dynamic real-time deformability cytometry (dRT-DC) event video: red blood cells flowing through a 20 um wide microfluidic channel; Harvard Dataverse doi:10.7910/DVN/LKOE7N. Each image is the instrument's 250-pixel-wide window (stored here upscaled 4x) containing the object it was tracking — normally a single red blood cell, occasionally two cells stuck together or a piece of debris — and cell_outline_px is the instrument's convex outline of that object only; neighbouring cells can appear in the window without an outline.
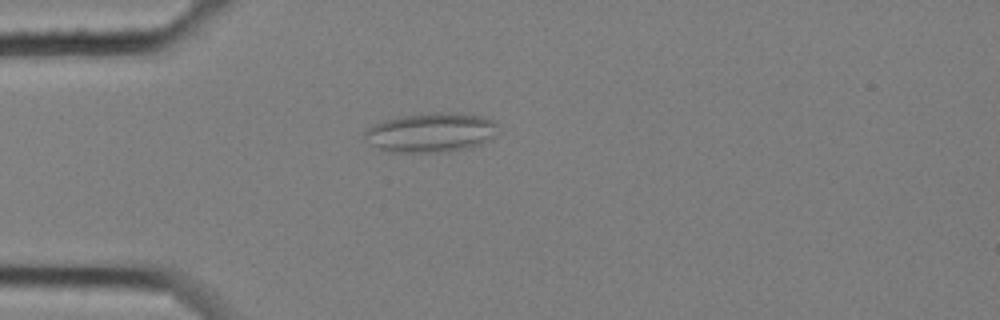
{"species": "common noctule bat (a hibernating species)", "species_latin": "Nyctalus noctula", "temperature_condition": "cold", "stored_images_in_passage": 44, "camera_frame_rate_fps": 3000, "um_per_image_px": 0.085, "animal": {"sex": "female", "body_mass_g": 25.1}, "frame": {"image": 1, "passage_image": 2, "time_ms": 0.333, "image_size_px": [1000, 320], "cell_outline_px": [[496, 136], [492, 140], [472, 148], [448, 152], [392, 152], [380, 148], [364, 140], [364, 132], [372, 124], [416, 112], [448, 112], [480, 116], [492, 120], [496, 124]], "centroid_in_image_um": [36.65, 11.26], "position_along_channel_um": 48.3, "area_um2": 31.04}}
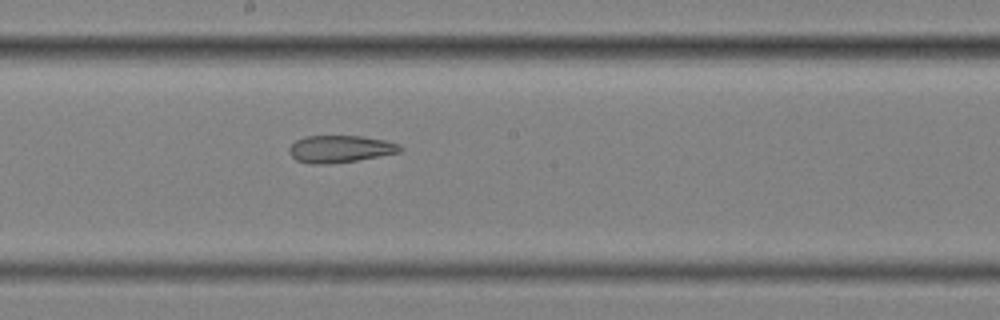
{"frame": {"image": 2, "passage_image": 18, "time_ms": 5.667, "image_size_px": [1000, 320], "cell_outline_px": [[404, 148], [400, 152], [356, 160], [328, 164], [312, 164], [296, 160], [288, 152], [288, 148], [296, 140], [304, 136], [360, 136], [384, 140], [400, 144]], "centroid_in_image_um": [28.89, 12.66], "position_along_channel_um": 219.3, "area_um2": 17.51}}
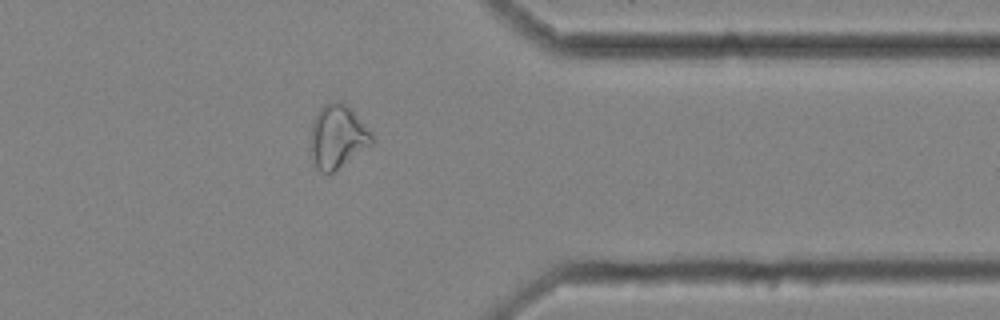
{"frame": {"image": 3, "passage_image": 33, "time_ms": 10.667, "image_size_px": [1000, 320], "cell_outline_px": [[376, 140], [372, 144], [332, 172], [320, 172], [312, 156], [312, 120], [320, 108], [324, 104], [340, 100], [352, 108], [372, 132]], "centroid_in_image_um": [28.74, 11.55], "position_along_channel_um": 382.7, "area_um2": 22.43}, "authors_computed_cell_mechanics": {"area_um2": 20.8369, "velocity_mm_per_s": 3.4672, "shape_relaxation_time_tau1_ms": null, "shape_relaxation_time_tau2_ms": 5.407, "deformation_change_tau1": null, "deformation_change_tau2": 0.1483}}